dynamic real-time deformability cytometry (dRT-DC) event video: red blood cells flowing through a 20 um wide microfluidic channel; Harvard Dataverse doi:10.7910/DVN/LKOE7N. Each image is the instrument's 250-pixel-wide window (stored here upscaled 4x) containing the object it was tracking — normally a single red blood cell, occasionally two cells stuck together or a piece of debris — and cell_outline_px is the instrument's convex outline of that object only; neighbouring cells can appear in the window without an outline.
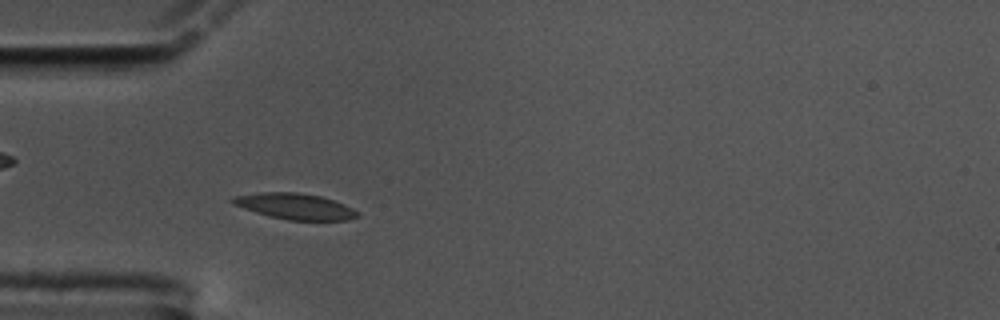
{"species": "common noctule bat (a hibernating species)", "species_latin": "Nyctalus noctula", "temperature_condition": "cold", "stored_images_in_passage": 45, "camera_frame_rate_fps": 3000, "um_per_image_px": 0.085, "animal": {"sex": "male", "body_mass_g": 17.5, "forearm_length_mm": 52.3}, "frame": {"image": 1, "passage_image": 4, "time_ms": 1.0, "image_size_px": [1000, 320], "cell_outline_px": [[360, 216], [348, 220], [288, 220], [268, 216], [232, 204], [228, 200], [232, 196], [260, 192], [296, 192], [320, 196], [344, 204], [360, 212]], "centroid_in_image_um": [25.05, 17.53], "position_along_channel_um": 59.9, "area_um2": 18.96}}
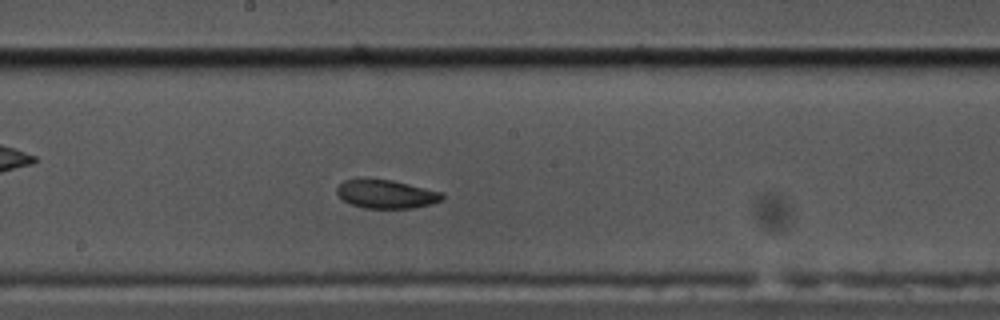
{"frame": {"image": 2, "passage_image": 18, "time_ms": 5.667, "image_size_px": [1000, 320], "cell_outline_px": [[444, 200], [432, 204], [412, 208], [364, 208], [348, 204], [336, 192], [336, 188], [344, 180], [392, 180], [444, 192]], "centroid_in_image_um": [32.88, 16.52], "position_along_channel_um": 215.3, "area_um2": 17.46}}
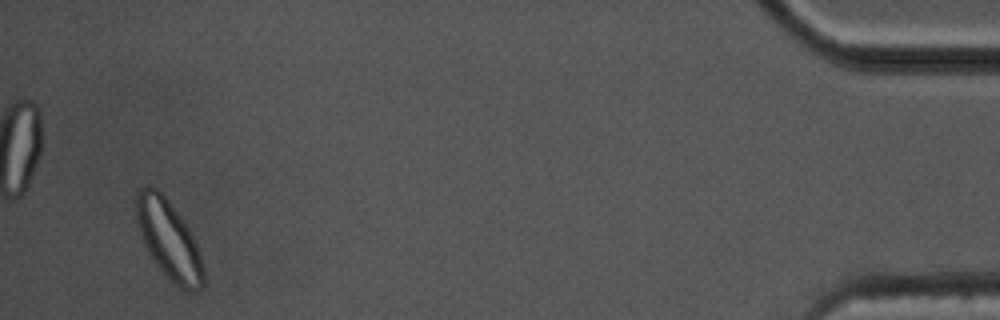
{"frame": {"image": 3, "passage_image": 43, "time_ms": 14.0, "image_size_px": [1000, 320], "cell_outline_px": [[204, 284], [196, 292], [188, 292], [180, 288], [152, 260], [140, 236], [136, 220], [136, 192], [140, 188], [148, 184], [152, 184], [164, 196], [180, 216], [188, 228], [196, 244], [200, 256], [204, 272]], "centroid_in_image_um": [14.32, 20.35], "position_along_channel_um": 420.9, "area_um2": 30.63}, "authors_computed_cell_mechanics": {"area_um2": 18.3226, "velocity_mm_per_s": 3.4069, "shape_relaxation_time_tau1_ms": 4.3025, "shape_relaxation_time_tau2_ms": 5.5366, "deformation_change_tau1": 0.1115, "deformation_change_tau2": 0.0792}}